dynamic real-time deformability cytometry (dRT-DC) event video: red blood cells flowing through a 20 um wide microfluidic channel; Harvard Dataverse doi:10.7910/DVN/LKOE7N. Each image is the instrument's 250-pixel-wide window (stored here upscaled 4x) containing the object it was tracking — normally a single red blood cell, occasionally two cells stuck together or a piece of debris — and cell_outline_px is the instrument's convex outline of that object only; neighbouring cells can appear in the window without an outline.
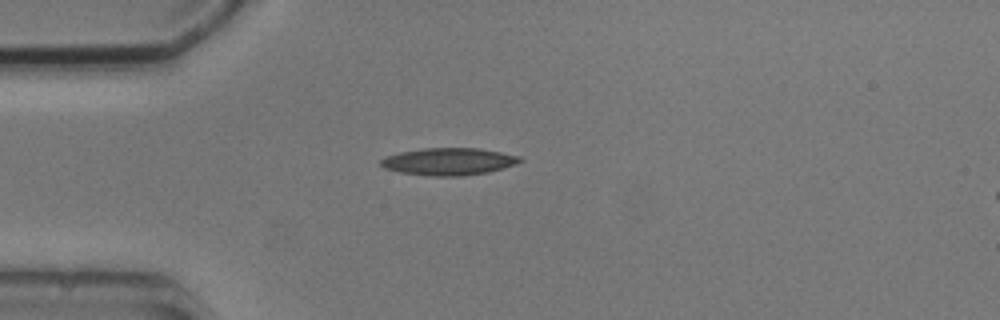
{"species": "common noctule bat (a hibernating species)", "species_latin": "Nyctalus noctula", "temperature_condition": "cold", "stored_images_in_passage": 2, "camera_frame_rate_fps": 3000, "um_per_image_px": 0.085, "animal": {"sex": "male", "body_mass_g": 20.5, "forearm_length_mm": 52.5}, "frame": {"image": 1, "passage_image": 2, "time_ms": 2.333, "image_size_px": [1000, 320], "cell_outline_px": [[524, 160], [504, 168], [488, 172], [460, 176], [428, 176], [400, 172], [384, 168], [380, 164], [380, 160], [384, 156], [400, 152], [424, 148], [480, 148], [520, 156]], "centroid_in_image_um": [38.12, 13.73], "position_along_channel_um": 46.9, "area_um2": 22.14}}